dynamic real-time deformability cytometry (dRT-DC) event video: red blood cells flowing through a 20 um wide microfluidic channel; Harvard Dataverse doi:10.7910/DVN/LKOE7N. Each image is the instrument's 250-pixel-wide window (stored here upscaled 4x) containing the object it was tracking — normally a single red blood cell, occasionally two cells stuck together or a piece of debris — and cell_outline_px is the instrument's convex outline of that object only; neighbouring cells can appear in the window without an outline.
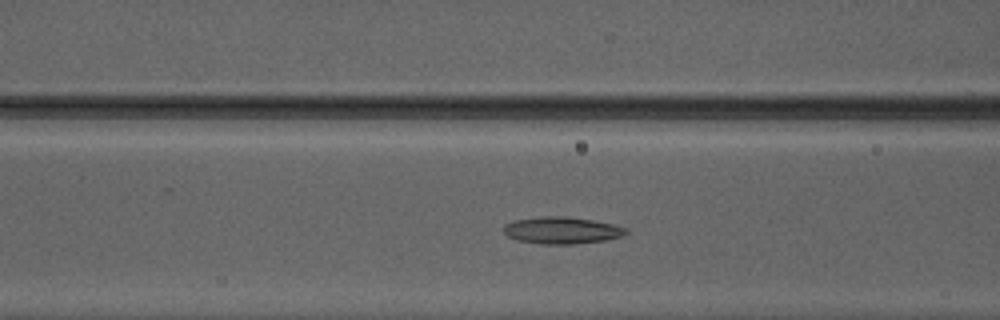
{"species": "Egyptian fruit bat (a non-hibernating species)", "species_latin": "Rousettus aegyptiacus", "temperature_condition": "warm", "stored_images_in_passage": 48, "camera_frame_rate_fps": 3000, "um_per_image_px": 0.085, "animal": {"sex": "male"}, "frame": {"image": 1, "passage_image": 18, "time_ms": 5.667, "image_size_px": [1000, 320], "cell_outline_px": [[628, 232], [620, 236], [604, 240], [572, 244], [540, 244], [516, 240], [508, 236], [504, 232], [504, 224], [516, 220], [540, 216], [568, 216], [592, 220], [612, 224], [628, 228]], "centroid_in_image_um": [47.73, 19.57], "position_along_channel_um": 118.9, "area_um2": 19.13}}
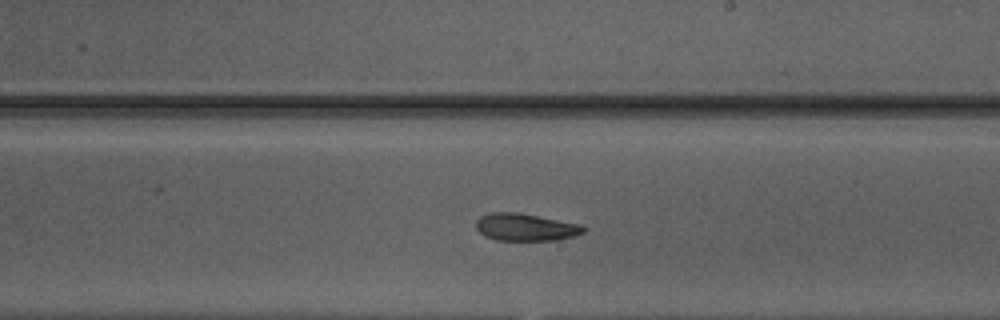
{"frame": {"image": 2, "passage_image": 27, "time_ms": 8.667, "image_size_px": [1000, 320], "cell_outline_px": [[588, 228], [584, 232], [576, 236], [556, 240], [496, 240], [484, 236], [476, 228], [476, 220], [480, 216], [488, 212], [516, 212], [584, 224]], "centroid_in_image_um": [44.71, 19.3], "position_along_channel_um": 244.3, "area_um2": 17.46}}
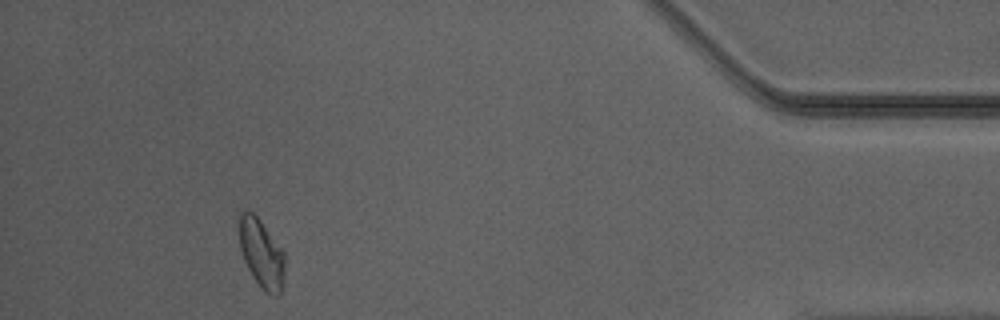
{"frame": {"image": 3, "passage_image": 43, "time_ms": 14.0, "image_size_px": [1000, 320], "cell_outline_px": [[284, 268], [280, 296], [272, 296], [264, 292], [252, 276], [244, 260], [240, 248], [240, 212], [252, 212], [260, 220], [284, 252]], "centroid_in_image_um": [22.24, 21.6], "position_along_channel_um": 413.0, "area_um2": 17.92}, "authors_computed_cell_mechanics": {"area_um2": 18.207, "velocity_mm_per_s": 4.1858, "shape_relaxation_time_tau1_ms": null, "shape_relaxation_time_tau2_ms": 5.4104, "deformation_change_tau1": null, "deformation_change_tau2": 0.1226}}